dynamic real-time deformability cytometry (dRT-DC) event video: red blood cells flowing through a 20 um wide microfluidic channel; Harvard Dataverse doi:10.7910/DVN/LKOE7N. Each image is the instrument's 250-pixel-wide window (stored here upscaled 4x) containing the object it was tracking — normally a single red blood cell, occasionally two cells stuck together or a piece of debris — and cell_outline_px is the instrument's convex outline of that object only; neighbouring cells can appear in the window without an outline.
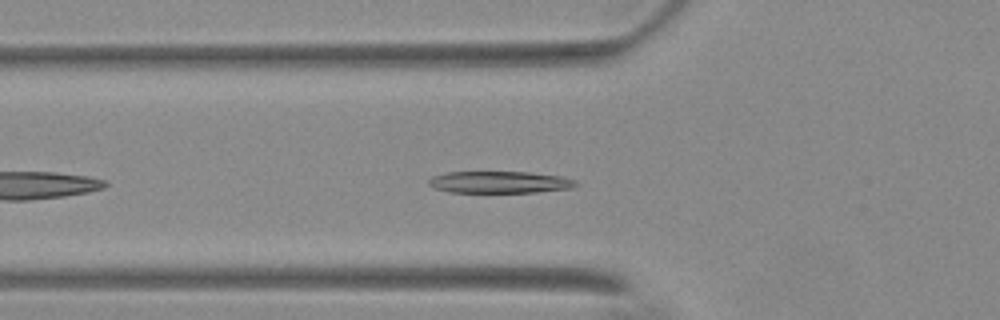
{"species": "Egyptian fruit bat (a non-hibernating species)", "species_latin": "Rousettus aegyptiacus", "temperature_condition": "warm", "stored_images_in_passage": 21, "camera_frame_rate_fps": 3000, "um_per_image_px": 0.085, "animal": {"sex": "female"}, "frame": {"image": 1, "passage_image": 6, "time_ms": 1.667, "image_size_px": [1000, 320], "cell_outline_px": [[580, 184], [572, 188], [540, 192], [456, 196], [432, 188], [428, 184], [428, 180], [432, 176], [448, 172], [528, 172], [564, 176], [576, 180]], "centroid_in_image_um": [42.37, 15.55], "position_along_channel_um": 83.4, "area_um2": 20.46}}
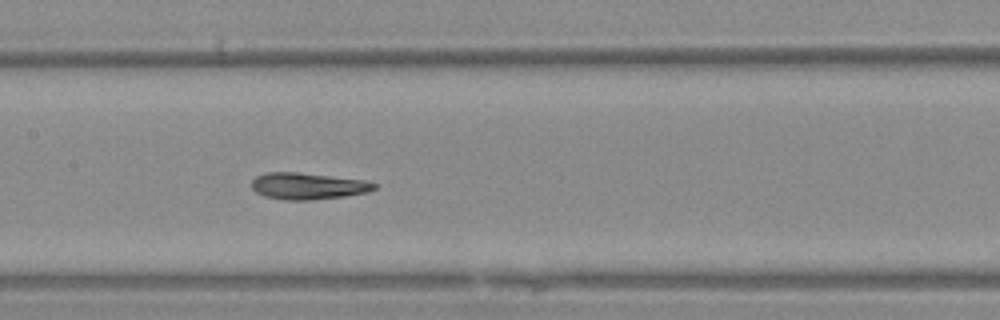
{"frame": {"image": 2, "passage_image": 14, "time_ms": 4.333, "image_size_px": [1000, 320], "cell_outline_px": [[380, 184], [376, 188], [368, 192], [344, 196], [312, 200], [280, 200], [264, 196], [256, 192], [252, 188], [252, 180], [256, 176], [264, 172], [296, 172], [364, 180]], "centroid_in_image_um": [26.16, 15.82], "position_along_channel_um": 181.2, "area_um2": 19.13}}
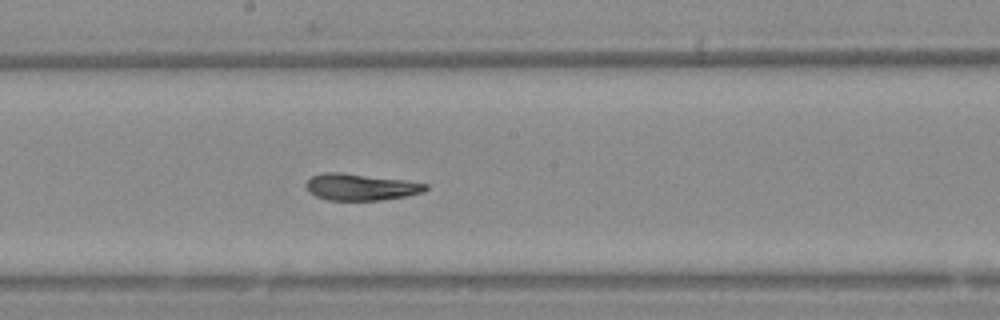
{"frame": {"image": 3, "passage_image": 17, "time_ms": 5.333, "image_size_px": [1000, 320], "cell_outline_px": [[428, 188], [424, 192], [408, 196], [384, 200], [324, 200], [308, 192], [304, 184], [312, 176], [324, 172], [340, 172], [404, 180], [428, 184]], "centroid_in_image_um": [30.65, 15.9], "position_along_channel_um": 217.6, "area_um2": 18.73}}